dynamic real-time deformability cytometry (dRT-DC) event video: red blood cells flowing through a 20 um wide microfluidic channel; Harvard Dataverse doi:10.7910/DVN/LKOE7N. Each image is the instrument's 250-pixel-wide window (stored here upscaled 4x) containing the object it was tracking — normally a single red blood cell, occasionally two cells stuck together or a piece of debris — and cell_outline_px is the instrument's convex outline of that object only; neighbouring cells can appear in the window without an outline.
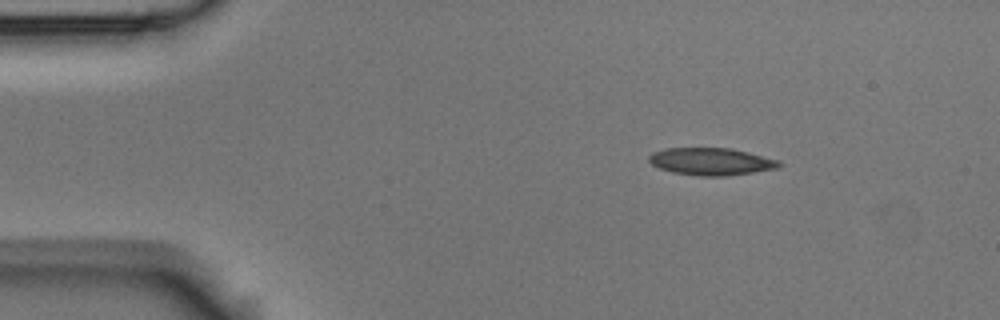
{"species": "Egyptian fruit bat (a non-hibernating species)", "species_latin": "Rousettus aegyptiacus", "temperature_condition": "room temperature", "stored_images_in_passage": 4, "segment_of_instrument_passage": [1, 2], "camera_frame_rate_fps": 3000, "um_per_image_px": 0.085, "animal": {"sex": "male"}, "frame": {"image": 1, "passage_image": 1, "time_ms": 0.0, "image_size_px": [1000, 320], "cell_outline_px": [[784, 164], [776, 168], [752, 172], [724, 176], [700, 176], [672, 172], [660, 168], [652, 164], [648, 160], [648, 156], [652, 152], [664, 148], [728, 148], [748, 152], [780, 160]], "centroid_in_image_um": [60.44, 13.72], "position_along_channel_um": 24.6, "area_um2": 20.69}}